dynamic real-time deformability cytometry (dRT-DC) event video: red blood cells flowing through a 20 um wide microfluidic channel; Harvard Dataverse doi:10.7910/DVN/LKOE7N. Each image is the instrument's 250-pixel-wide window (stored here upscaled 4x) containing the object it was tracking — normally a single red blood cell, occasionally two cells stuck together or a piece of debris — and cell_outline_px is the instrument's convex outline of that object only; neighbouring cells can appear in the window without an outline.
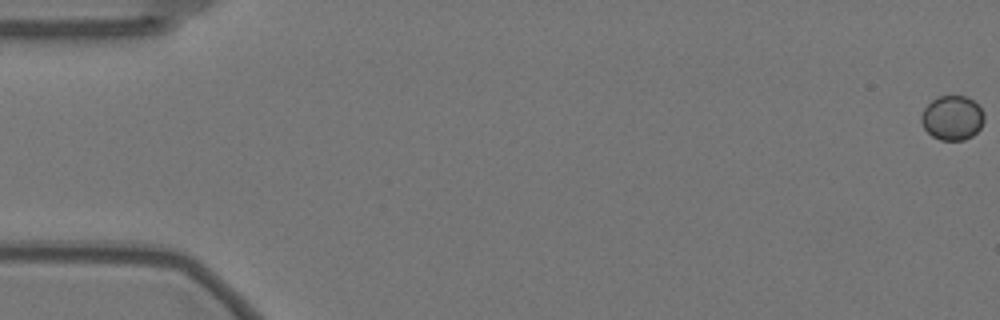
{"species": "Egyptian fruit bat (a non-hibernating species)", "species_latin": "Rousettus aegyptiacus", "temperature_condition": "warm", "stored_images_in_passage": 59, "camera_frame_rate_fps": 3000, "um_per_image_px": 0.085, "animal": {"sex": "female"}, "frame": {"image": 1, "passage_image": 1, "time_ms": 0.0, "image_size_px": [1000, 320], "cell_outline_px": [[984, 120], [980, 128], [972, 136], [964, 140], [940, 140], [932, 136], [924, 128], [920, 120], [920, 116], [924, 108], [936, 96], [964, 96], [972, 100], [984, 112]], "centroid_in_image_um": [80.92, 10.02], "position_along_channel_um": 4.1, "area_um2": 16.3}}
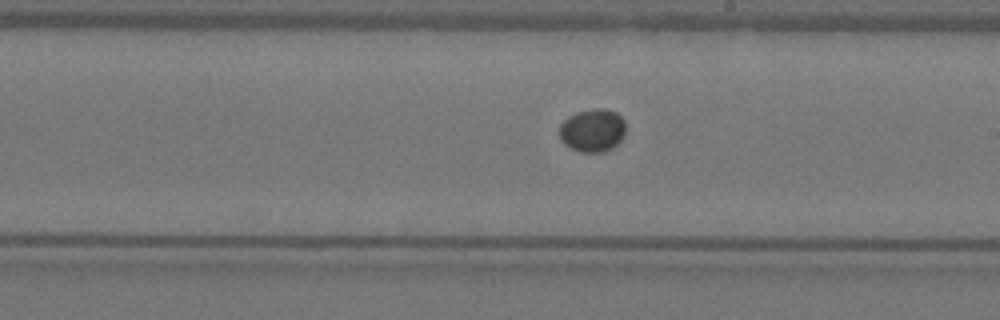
{"frame": {"image": 2, "passage_image": 34, "time_ms": 11.0, "image_size_px": [1000, 320], "cell_outline_px": [[624, 136], [612, 148], [604, 152], [580, 152], [564, 144], [560, 140], [560, 124], [568, 116], [576, 112], [596, 108], [604, 108], [616, 112], [624, 120]], "centroid_in_image_um": [50.35, 11.07], "position_along_channel_um": 238.6, "area_um2": 16.65}}
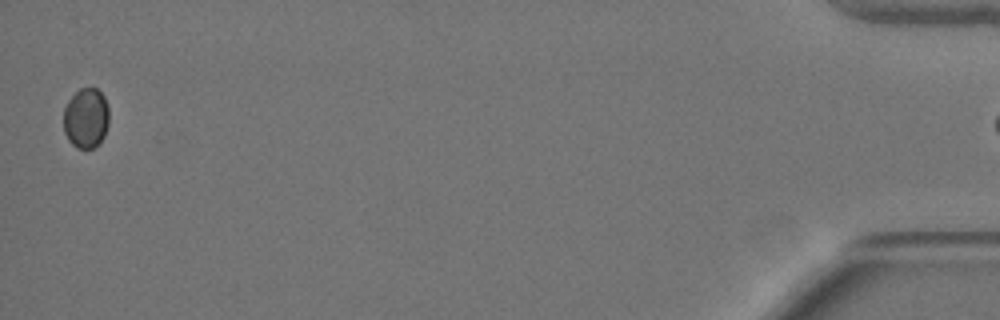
{"frame": {"image": 3, "passage_image": 58, "time_ms": 19.0, "image_size_px": [1000, 320], "cell_outline_px": [[108, 124], [104, 136], [92, 148], [76, 148], [68, 140], [64, 132], [64, 108], [68, 100], [80, 88], [96, 88], [104, 96], [108, 108]], "centroid_in_image_um": [7.3, 10.03], "position_along_channel_um": 427.9, "area_um2": 15.84}}